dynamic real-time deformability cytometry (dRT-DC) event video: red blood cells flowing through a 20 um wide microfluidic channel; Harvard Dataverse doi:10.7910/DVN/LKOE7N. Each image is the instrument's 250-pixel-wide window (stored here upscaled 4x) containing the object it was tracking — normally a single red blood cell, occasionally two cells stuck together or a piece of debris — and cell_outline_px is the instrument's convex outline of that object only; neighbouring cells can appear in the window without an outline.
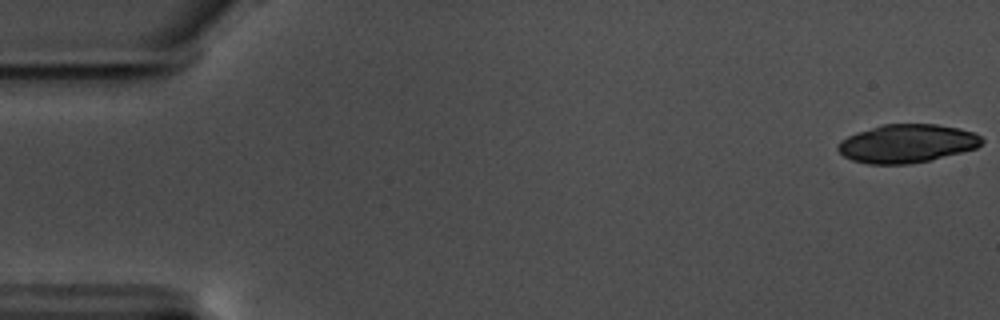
{"species": "common noctule bat (a hibernating species)", "species_latin": "Nyctalus noctula", "temperature_condition": "warm", "stored_images_in_passage": 13, "camera_frame_rate_fps": 3000, "um_per_image_px": 0.085, "animal": {"sex": "male", "body_mass_g": 17.5, "forearm_length_mm": 52.3}, "frame": {"image": 1, "passage_image": 1, "time_ms": 0.0, "image_size_px": [1000, 320], "cell_outline_px": [[984, 140], [976, 148], [928, 160], [908, 164], [868, 164], [852, 160], [844, 156], [836, 148], [840, 140], [856, 132], [884, 124], [936, 124], [960, 128], [972, 132], [980, 136]], "centroid_in_image_um": [77.06, 12.19], "position_along_channel_um": 7.9, "area_um2": 31.96}}